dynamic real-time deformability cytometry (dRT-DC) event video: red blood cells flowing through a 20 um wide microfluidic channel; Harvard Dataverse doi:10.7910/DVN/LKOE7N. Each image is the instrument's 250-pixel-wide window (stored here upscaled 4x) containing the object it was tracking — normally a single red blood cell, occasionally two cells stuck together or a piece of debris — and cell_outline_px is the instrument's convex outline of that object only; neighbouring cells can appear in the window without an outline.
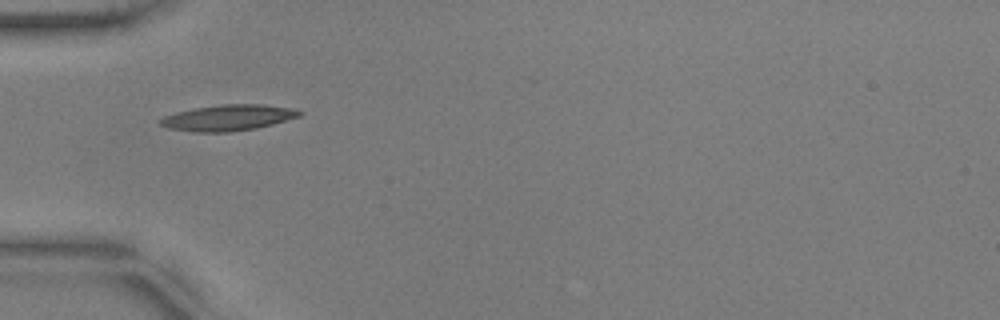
{"species": "common noctule bat (a hibernating species)", "species_latin": "Nyctalus noctula", "temperature_condition": "warm", "stored_images_in_passage": 8, "camera_frame_rate_fps": 3000, "um_per_image_px": 0.085, "animal": {"sex": "male", "body_mass_g": 17.9, "forearm_length_mm": 54.2}, "frame": {"image": 1, "passage_image": 1, "time_ms": 0.0, "image_size_px": [1000, 320], "cell_outline_px": [[304, 112], [300, 116], [272, 124], [256, 128], [228, 132], [192, 132], [168, 128], [160, 124], [156, 120], [164, 116], [176, 112], [196, 108], [224, 104], [260, 104], [292, 108]], "centroid_in_image_um": [19.36, 10.01], "position_along_channel_um": 65.6, "area_um2": 20.98}}